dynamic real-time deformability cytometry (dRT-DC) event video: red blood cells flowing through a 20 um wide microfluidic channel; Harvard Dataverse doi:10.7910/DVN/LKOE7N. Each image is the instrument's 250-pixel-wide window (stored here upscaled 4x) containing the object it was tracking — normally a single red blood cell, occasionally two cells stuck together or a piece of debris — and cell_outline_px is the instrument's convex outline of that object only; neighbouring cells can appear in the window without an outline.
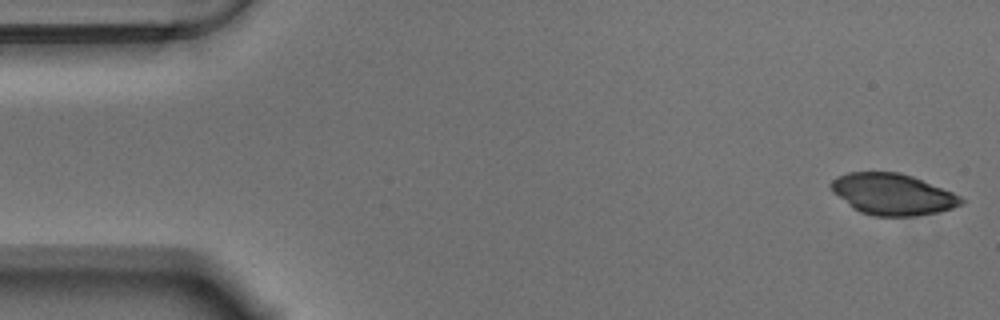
{"species": "Egyptian fruit bat (a non-hibernating species)", "species_latin": "Rousettus aegyptiacus", "temperature_condition": "warm", "stored_images_in_passage": 14, "camera_frame_rate_fps": 3000, "um_per_image_px": 0.085, "animal": {"sex": "male"}, "frame": {"image": 1, "passage_image": 1, "time_ms": 0.0, "image_size_px": [1000, 320], "cell_outline_px": [[964, 200], [960, 204], [952, 208], [936, 212], [916, 216], [876, 216], [860, 212], [852, 208], [832, 192], [828, 184], [836, 176], [848, 172], [900, 172], [912, 176], [952, 192], [960, 196]], "centroid_in_image_um": [75.8, 16.5], "position_along_channel_um": 9.2, "area_um2": 31.27}}
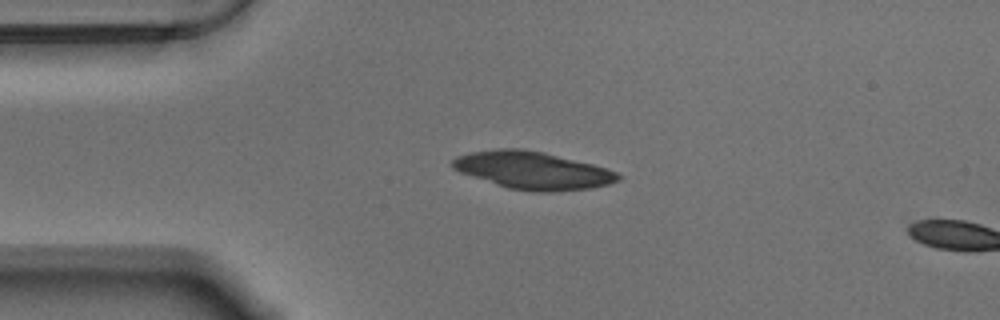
{"frame": {"image": 2, "passage_image": 12, "time_ms": 3.667, "image_size_px": [1000, 320], "cell_outline_px": [[620, 180], [608, 184], [588, 188], [552, 192], [536, 192], [508, 188], [460, 172], [452, 168], [452, 160], [456, 156], [468, 152], [500, 148], [520, 148], [544, 152], [608, 168], [616, 172], [620, 176]], "centroid_in_image_um": [45.26, 14.47], "position_along_channel_um": 39.7, "area_um2": 36.13}}